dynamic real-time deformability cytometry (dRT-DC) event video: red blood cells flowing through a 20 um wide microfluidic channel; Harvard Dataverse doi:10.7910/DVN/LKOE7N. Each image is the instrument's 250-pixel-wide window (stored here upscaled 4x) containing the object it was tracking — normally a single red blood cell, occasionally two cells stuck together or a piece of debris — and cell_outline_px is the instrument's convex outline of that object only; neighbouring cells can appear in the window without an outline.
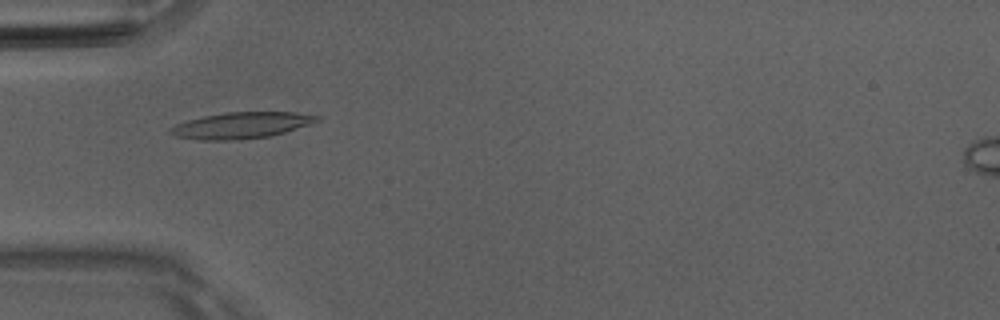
{"species": "Egyptian fruit bat (a non-hibernating species)", "species_latin": "Rousettus aegyptiacus", "temperature_condition": "room temperature", "stored_images_in_passage": 45, "camera_frame_rate_fps": 3000, "um_per_image_px": 0.085, "animal": {"sex": "male"}, "frame": {"image": 1, "passage_image": 11, "time_ms": 3.333, "image_size_px": [1000, 320], "cell_outline_px": [[320, 120], [284, 132], [268, 136], [240, 140], [200, 140], [176, 136], [168, 132], [168, 128], [176, 124], [188, 120], [204, 116], [224, 112], [296, 112], [320, 116]], "centroid_in_image_um": [20.47, 10.65], "position_along_channel_um": 64.5, "area_um2": 22.31}}
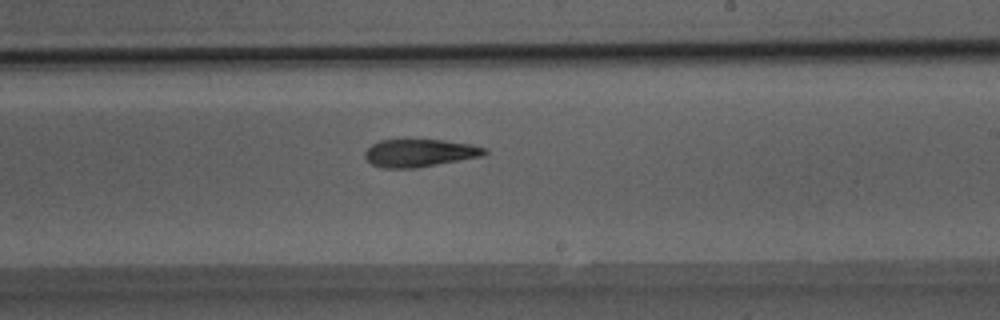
{"frame": {"image": 2, "passage_image": 25, "time_ms": 8.0, "image_size_px": [1000, 320], "cell_outline_px": [[488, 152], [484, 156], [416, 168], [384, 168], [372, 164], [364, 156], [364, 152], [372, 144], [380, 140], [444, 140], [472, 144], [488, 148]], "centroid_in_image_um": [35.72, 13.0], "position_along_channel_um": 253.3, "area_um2": 19.42}}
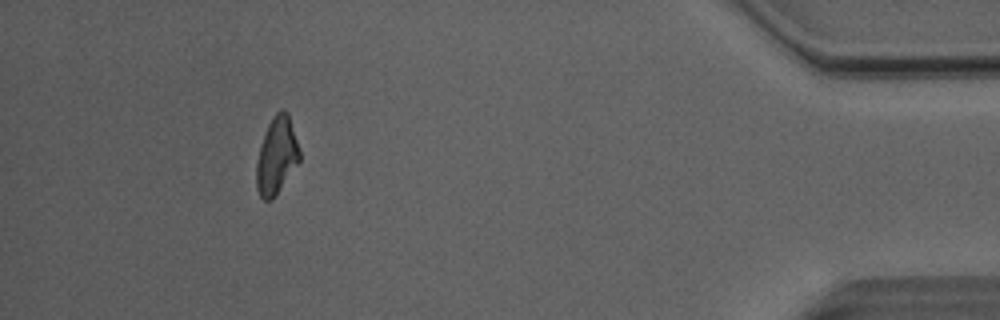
{"frame": {"image": 3, "passage_image": 41, "time_ms": 13.333, "image_size_px": [1000, 320], "cell_outline_px": [[300, 160], [272, 200], [264, 200], [260, 196], [256, 188], [256, 164], [260, 148], [268, 124], [272, 116], [280, 108], [284, 108], [288, 112], [300, 152]], "centroid_in_image_um": [23.51, 13.21], "position_along_channel_um": 411.7, "area_um2": 19.19}, "authors_computed_cell_mechanics": {"area_um2": 19.941, "velocity_mm_per_s": 4.0839, "shape_relaxation_time_tau1_ms": null, "shape_relaxation_time_tau2_ms": 8.3689, "deformation_change_tau1": null, "deformation_change_tau2": 0.2103}}